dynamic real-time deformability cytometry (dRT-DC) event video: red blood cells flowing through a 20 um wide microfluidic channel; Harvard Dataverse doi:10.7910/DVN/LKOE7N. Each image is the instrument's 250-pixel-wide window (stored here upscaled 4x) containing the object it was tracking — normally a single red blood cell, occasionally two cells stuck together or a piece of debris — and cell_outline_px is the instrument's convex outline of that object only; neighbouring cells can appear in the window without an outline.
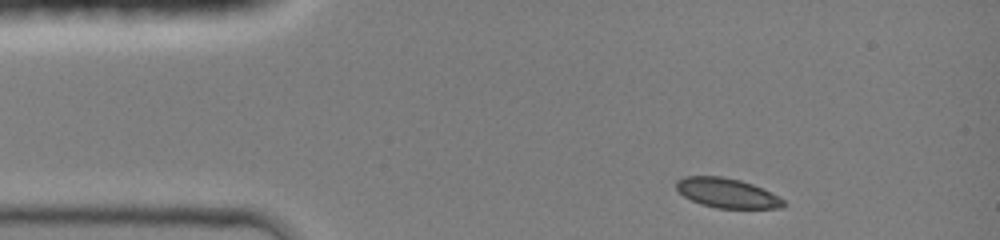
{"species": "common noctule bat (a hibernating species)", "species_latin": "Nyctalus noctula", "temperature_condition": "room temperature", "stored_images_in_passage": 16, "camera_frame_rate_fps": 3000, "um_per_image_px": 0.085, "animal": {"sex": "female", "body_mass_g": 19.0, "forearm_length_mm": 51.5}, "frame": {"image": 1, "passage_image": 1, "time_ms": 0.0, "image_size_px": [1000, 240], "cell_outline_px": [[784, 204], [780, 208], [716, 208], [700, 204], [684, 196], [676, 188], [676, 180], [684, 176], [720, 176], [740, 180], [752, 184], [784, 200]], "centroid_in_image_um": [61.73, 16.4], "position_along_channel_um": 23.3, "area_um2": 18.21}}
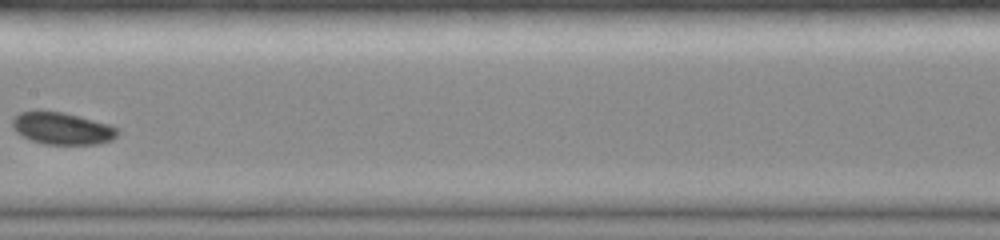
{"frame": {"image": 2, "passage_image": 10, "time_ms": 5.667, "image_size_px": [1000, 240], "cell_outline_px": [[120, 132], [112, 140], [96, 144], [44, 144], [32, 140], [16, 132], [12, 128], [12, 120], [20, 112], [36, 108], [64, 112], [112, 124]], "centroid_in_image_um": [5.27, 10.87], "position_along_channel_um": 202.1, "area_um2": 20.17}}
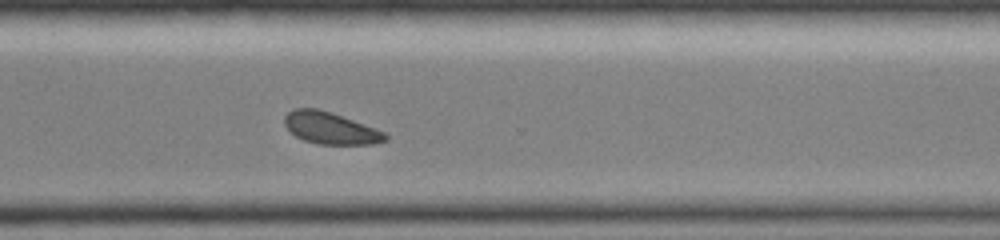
{"frame": {"image": 3, "passage_image": 16, "time_ms": 9.0, "image_size_px": [1000, 240], "cell_outline_px": [[388, 140], [372, 144], [320, 144], [304, 140], [296, 136], [284, 124], [284, 116], [288, 112], [296, 108], [320, 108], [332, 112], [376, 128], [384, 132], [388, 136]], "centroid_in_image_um": [28.1, 10.88], "position_along_channel_um": 342.5, "area_um2": 18.73}}